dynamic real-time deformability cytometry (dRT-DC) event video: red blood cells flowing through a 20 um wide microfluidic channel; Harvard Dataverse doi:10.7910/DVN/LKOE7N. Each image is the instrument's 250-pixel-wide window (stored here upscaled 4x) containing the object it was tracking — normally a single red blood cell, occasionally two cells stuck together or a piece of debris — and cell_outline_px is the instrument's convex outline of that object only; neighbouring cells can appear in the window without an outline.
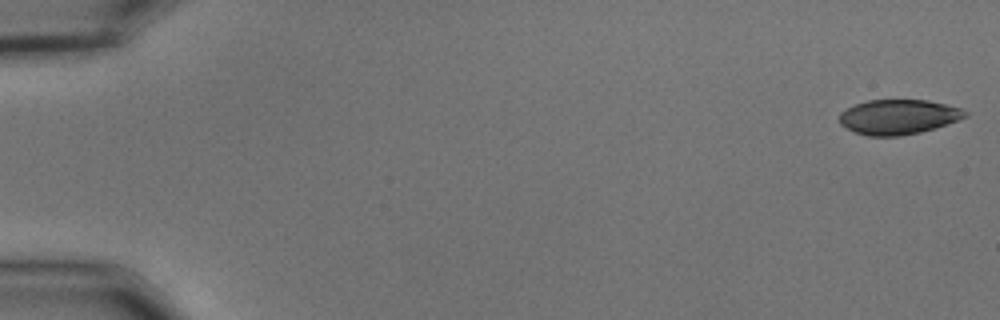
{"species": "common noctule bat (a hibernating species)", "species_latin": "Nyctalus noctula", "temperature_condition": "cold", "stored_images_in_passage": 55, "camera_frame_rate_fps": 3000, "um_per_image_px": 0.085, "animal": {"sex": "male", "body_mass_g": 15.6}, "frame": {"image": 1, "passage_image": 1, "time_ms": 0.0, "image_size_px": [1000, 320], "cell_outline_px": [[968, 116], [920, 132], [900, 136], [868, 136], [856, 132], [840, 124], [840, 112], [856, 104], [868, 100], [928, 100], [960, 108], [968, 112]], "centroid_in_image_um": [76.34, 9.93], "position_along_channel_um": 8.7, "area_um2": 25.14}}
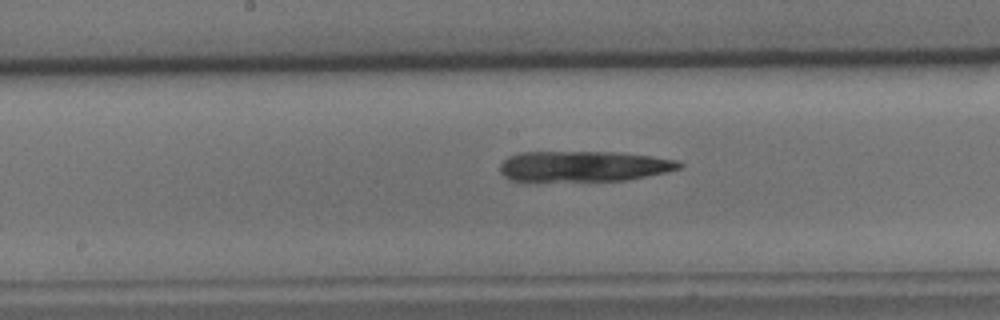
{"frame": {"image": 2, "passage_image": 29, "time_ms": 9.333, "image_size_px": [1000, 320], "cell_outline_px": [[684, 164], [680, 168], [668, 172], [624, 180], [508, 180], [500, 172], [500, 164], [508, 156], [520, 152], [620, 152], [652, 156], [680, 160]], "centroid_in_image_um": [49.65, 14.11], "position_along_channel_um": 198.5, "area_um2": 31.85}}
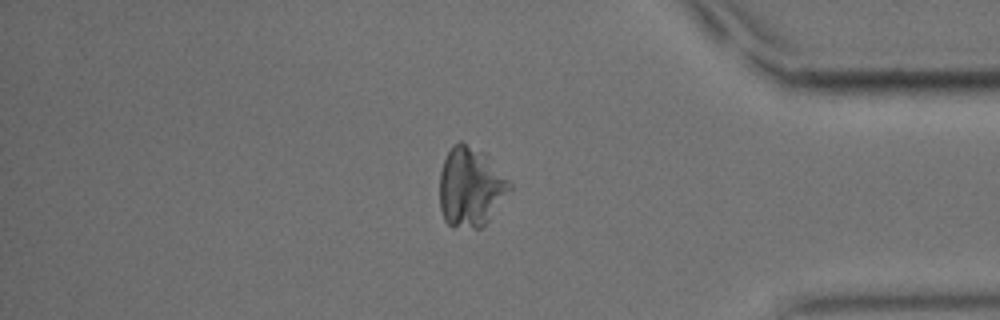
{"frame": {"image": 3, "passage_image": 47, "time_ms": 15.333, "image_size_px": [1000, 320], "cell_outline_px": [[512, 188], [488, 220], [480, 228], [472, 228], [448, 224], [444, 220], [440, 208], [440, 172], [444, 160], [452, 144], [460, 140], [484, 152], [488, 156], [512, 184]], "centroid_in_image_um": [39.99, 15.86], "position_along_channel_um": 395.2, "area_um2": 32.25}}